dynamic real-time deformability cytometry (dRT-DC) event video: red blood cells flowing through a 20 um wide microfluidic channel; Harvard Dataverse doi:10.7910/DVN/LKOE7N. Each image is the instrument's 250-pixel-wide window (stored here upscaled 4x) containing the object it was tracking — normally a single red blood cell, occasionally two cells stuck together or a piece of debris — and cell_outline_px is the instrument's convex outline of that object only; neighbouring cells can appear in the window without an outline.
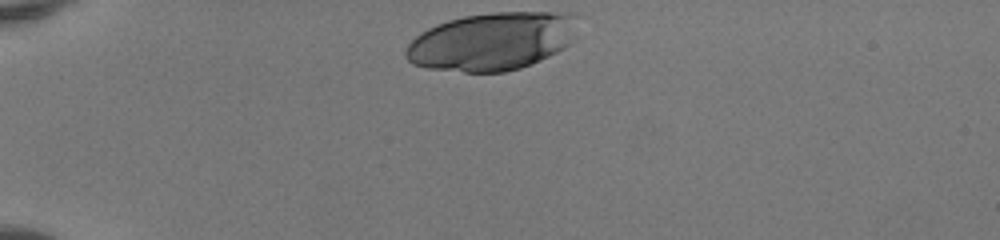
{"species": "human", "species_latin": "Homo sapiens", "temperature_condition": "room temperature", "stored_images_in_passage": 32, "camera_frame_rate_fps": 3000, "um_per_image_px": 0.085, "donor": {"sex": "female"}, "frame": {"image": 1, "passage_image": 1, "time_ms": 0.0, "image_size_px": [1000, 240], "cell_outline_px": [[580, 16], [576, 40], [564, 48], [532, 64], [520, 68], [504, 72], [464, 72], [428, 68], [412, 64], [404, 56], [404, 52], [408, 44], [420, 32], [436, 24], [448, 20], [464, 16], [496, 12], [576, 12]], "centroid_in_image_um": [41.9, 3.5], "position_along_channel_um": 43.1, "area_um2": 59.01}}